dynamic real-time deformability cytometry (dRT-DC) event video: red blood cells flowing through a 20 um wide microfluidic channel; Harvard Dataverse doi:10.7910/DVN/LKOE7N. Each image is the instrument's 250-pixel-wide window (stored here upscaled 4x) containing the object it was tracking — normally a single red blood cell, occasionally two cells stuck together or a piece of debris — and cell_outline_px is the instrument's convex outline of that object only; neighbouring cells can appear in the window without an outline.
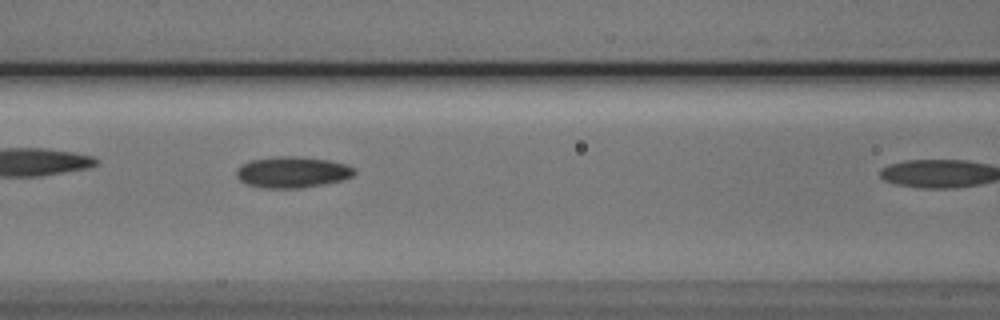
{"species": "Egyptian fruit bat (a non-hibernating species)", "species_latin": "Rousettus aegyptiacus", "temperature_condition": "cold", "stored_images_in_passage": 5, "camera_frame_rate_fps": 3000, "um_per_image_px": 0.085, "animal": {"sex": "male"}, "frame": {"image": 1, "passage_image": 4, "time_ms": 4.333, "image_size_px": [1000, 320], "cell_outline_px": [[356, 172], [352, 176], [340, 180], [324, 184], [300, 188], [260, 188], [248, 184], [240, 180], [236, 176], [236, 168], [240, 164], [248, 160], [280, 156], [292, 156], [328, 160], [344, 164], [356, 168]], "centroid_in_image_um": [24.8, 14.63], "position_along_channel_um": 141.8, "area_um2": 21.44}}